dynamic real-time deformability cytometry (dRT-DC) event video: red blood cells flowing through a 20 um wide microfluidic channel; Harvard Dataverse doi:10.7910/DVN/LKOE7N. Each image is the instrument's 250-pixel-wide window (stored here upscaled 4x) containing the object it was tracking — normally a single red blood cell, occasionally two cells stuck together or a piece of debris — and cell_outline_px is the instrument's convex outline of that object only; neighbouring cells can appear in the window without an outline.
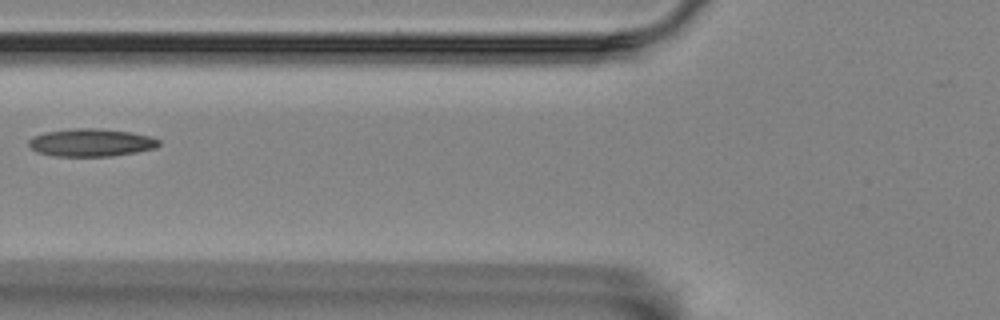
{"species": "Egyptian fruit bat (a non-hibernating species)", "species_latin": "Rousettus aegyptiacus", "temperature_condition": "room temperature", "stored_images_in_passage": 7, "camera_frame_rate_fps": 3000, "um_per_image_px": 0.085, "animal": {"sex": "female"}, "frame": {"image": 1, "passage_image": 4, "time_ms": 1.0, "image_size_px": [1000, 320], "cell_outline_px": [[160, 144], [156, 148], [136, 152], [112, 156], [56, 156], [36, 152], [28, 144], [28, 140], [32, 136], [44, 132], [72, 128], [96, 128], [128, 132], [152, 136], [160, 140]], "centroid_in_image_um": [7.73, 12.11], "position_along_channel_um": 118.1, "area_um2": 21.15}}
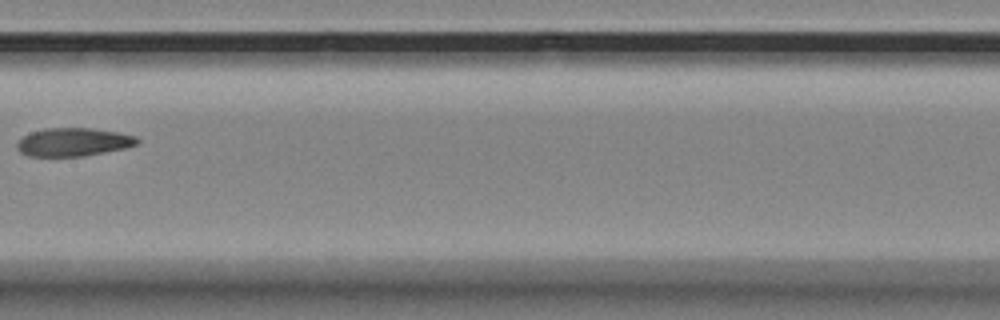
{"frame": {"image": 2, "passage_image": 6, "time_ms": 1.667, "image_size_px": [1000, 320], "cell_outline_px": [[140, 140], [136, 144], [124, 148], [104, 152], [80, 156], [28, 156], [20, 152], [16, 148], [16, 144], [24, 136], [32, 132], [44, 128], [92, 128], [116, 132], [136, 136]], "centroid_in_image_um": [6.21, 12.07], "position_along_channel_um": 201.2, "area_um2": 19.59}}
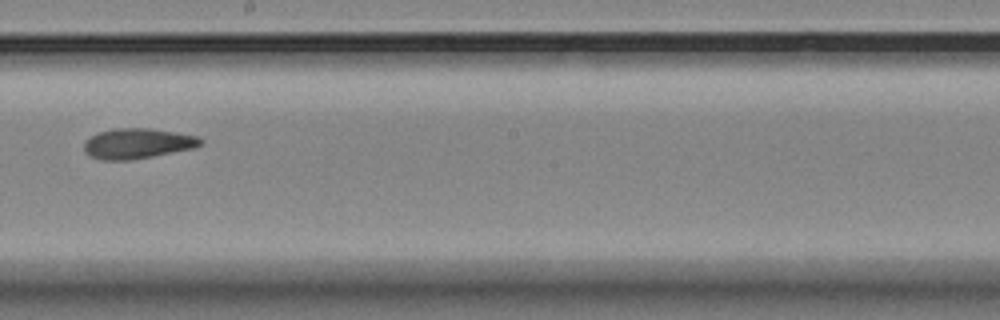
{"frame": {"image": 3, "passage_image": 7, "time_ms": 2.0, "image_size_px": [1000, 320], "cell_outline_px": [[204, 140], [200, 144], [192, 148], [152, 156], [128, 160], [100, 160], [84, 152], [84, 140], [96, 132], [112, 128], [148, 128], [196, 136]], "centroid_in_image_um": [11.6, 12.19], "position_along_channel_um": 236.6, "area_um2": 20.4}}